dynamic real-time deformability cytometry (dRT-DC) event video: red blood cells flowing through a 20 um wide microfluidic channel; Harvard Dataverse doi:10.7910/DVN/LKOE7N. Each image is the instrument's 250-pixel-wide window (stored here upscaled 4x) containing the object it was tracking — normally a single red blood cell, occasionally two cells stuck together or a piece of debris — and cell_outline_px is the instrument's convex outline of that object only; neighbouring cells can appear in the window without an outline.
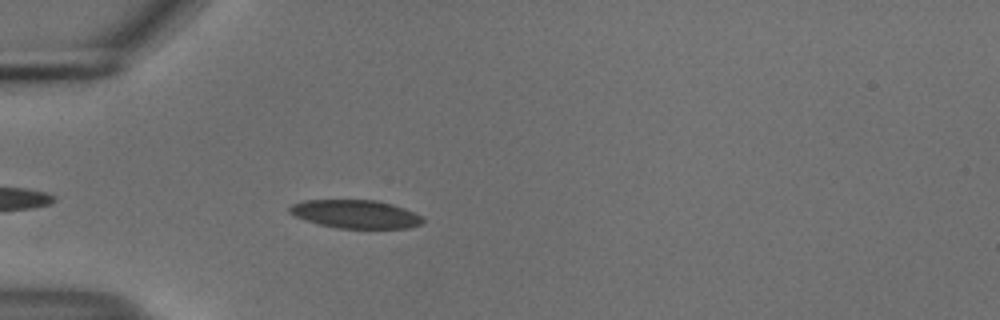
{"species": "common noctule bat (a hibernating species)", "species_latin": "Nyctalus noctula", "temperature_condition": "cold", "stored_images_in_passage": 41, "camera_frame_rate_fps": 3000, "um_per_image_px": 0.085, "animal": {"sex": "male", "body_mass_g": 18.8}, "frame": {"image": 1, "passage_image": 5, "time_ms": 1.333, "image_size_px": [1000, 320], "cell_outline_px": [[424, 220], [420, 224], [408, 228], [336, 228], [320, 224], [296, 216], [288, 212], [288, 208], [292, 204], [304, 200], [376, 200], [392, 204], [404, 208], [420, 216]], "centroid_in_image_um": [30.2, 18.19], "position_along_channel_um": 54.8, "area_um2": 21.73}}
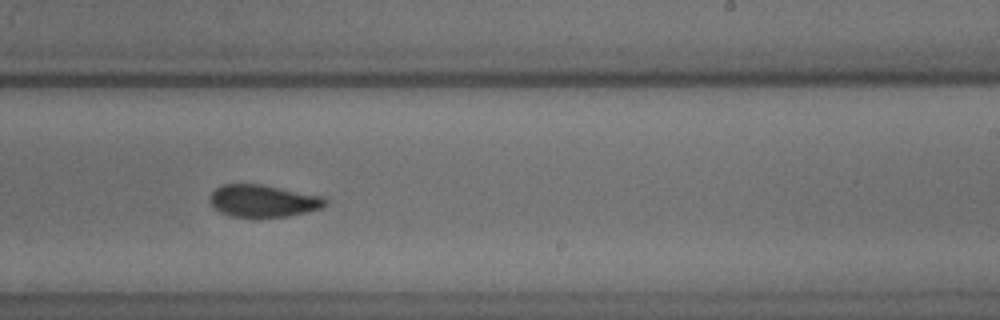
{"frame": {"image": 2, "passage_image": 23, "time_ms": 7.333, "image_size_px": [1000, 320], "cell_outline_px": [[328, 204], [320, 208], [288, 216], [232, 216], [220, 212], [208, 200], [208, 196], [220, 184], [264, 184], [324, 196], [328, 200]], "centroid_in_image_um": [22.38, 17.04], "position_along_channel_um": 266.6, "area_um2": 21.68}}
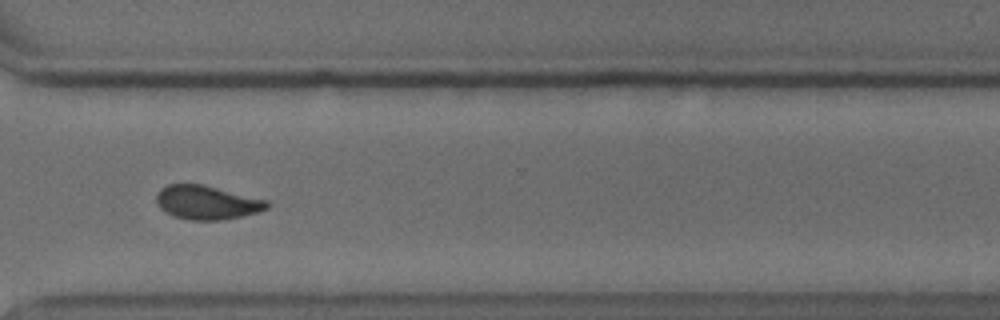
{"frame": {"image": 3, "passage_image": 30, "time_ms": 9.667, "image_size_px": [1000, 320], "cell_outline_px": [[272, 204], [268, 208], [256, 212], [224, 220], [192, 220], [172, 216], [164, 212], [160, 208], [156, 200], [156, 196], [160, 188], [168, 184], [204, 184], [268, 200]], "centroid_in_image_um": [17.58, 17.2], "position_along_channel_um": 353.0, "area_um2": 22.02}, "authors_computed_cell_mechanics": {"area_um2": 22.0218, "velocity_mm_per_s": 3.6987, "shape_relaxation_time_tau1_ms": 5.6723, "shape_relaxation_time_tau2_ms": 2.3819, "deformation_change_tau1": 0.1307, "deformation_change_tau2": 0.0652}}